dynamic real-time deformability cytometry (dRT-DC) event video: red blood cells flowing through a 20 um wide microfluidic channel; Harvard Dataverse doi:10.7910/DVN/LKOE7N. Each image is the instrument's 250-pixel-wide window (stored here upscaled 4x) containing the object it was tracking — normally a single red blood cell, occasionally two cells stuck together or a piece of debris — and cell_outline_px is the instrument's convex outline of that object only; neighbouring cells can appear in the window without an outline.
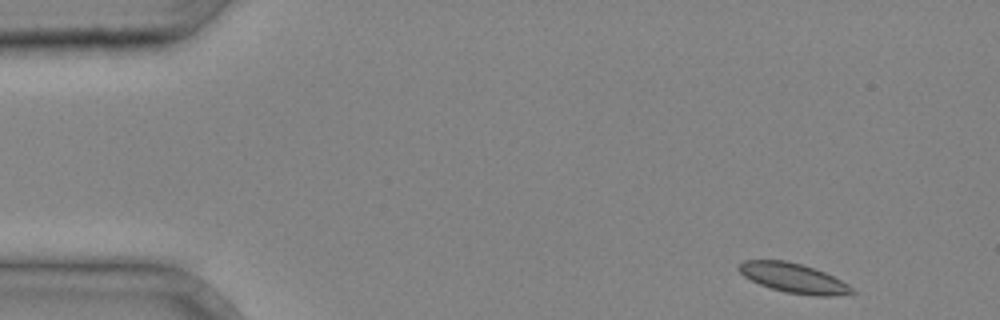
{"species": "common noctule bat (a hibernating species)", "species_latin": "Nyctalus noctula", "temperature_condition": "cold", "stored_images_in_passage": 3, "camera_frame_rate_fps": 3000, "um_per_image_px": 0.085, "animal": {"sex": "male", "body_mass_g": 20.4}, "frame": {"image": 1, "passage_image": 1, "time_ms": 0.0, "image_size_px": [1000, 320], "cell_outline_px": [[856, 292], [836, 296], [812, 296], [784, 292], [760, 284], [744, 276], [736, 268], [744, 260], [784, 260], [800, 264], [824, 272], [848, 284]], "centroid_in_image_um": [67.44, 23.64], "position_along_channel_um": 17.6, "area_um2": 19.31}}